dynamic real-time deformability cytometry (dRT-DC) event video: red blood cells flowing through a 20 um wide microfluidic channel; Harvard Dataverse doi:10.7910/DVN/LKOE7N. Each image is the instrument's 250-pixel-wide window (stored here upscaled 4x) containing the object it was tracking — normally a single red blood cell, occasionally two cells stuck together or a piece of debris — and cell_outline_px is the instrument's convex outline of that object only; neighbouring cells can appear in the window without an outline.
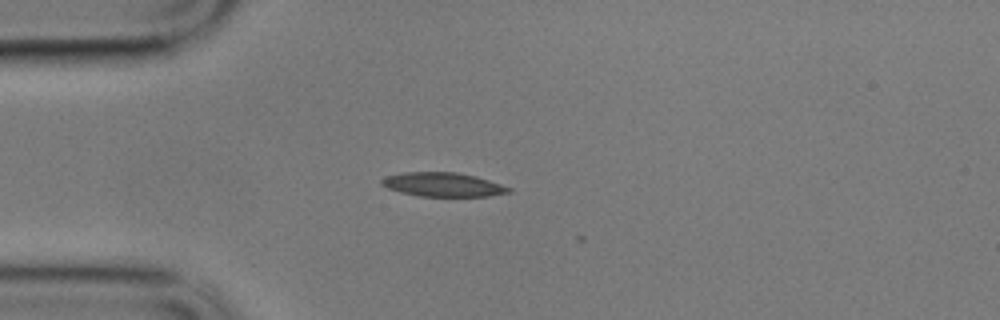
{"species": "common noctule bat (a hibernating species)", "species_latin": "Nyctalus noctula", "temperature_condition": "cold", "stored_images_in_passage": 6, "camera_frame_rate_fps": 3000, "um_per_image_px": 0.085, "animal": {"sex": "male", "body_mass_g": 17.9}, "frame": {"image": 1, "passage_image": 1, "time_ms": 0.0, "image_size_px": [1000, 320], "cell_outline_px": [[512, 192], [488, 196], [420, 196], [400, 192], [388, 188], [380, 184], [380, 180], [384, 176], [404, 172], [456, 172], [476, 176], [512, 188]], "centroid_in_image_um": [37.63, 15.68], "position_along_channel_um": 47.4, "area_um2": 17.8}}
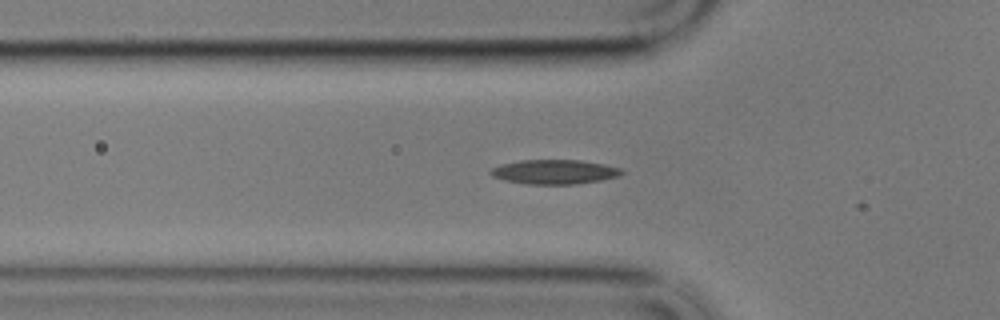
{"frame": {"image": 2, "passage_image": 5, "time_ms": 1.333, "image_size_px": [1000, 320], "cell_outline_px": [[624, 172], [620, 176], [600, 180], [576, 184], [524, 184], [504, 180], [492, 176], [488, 172], [492, 168], [500, 164], [520, 160], [580, 160], [604, 164], [620, 168]], "centroid_in_image_um": [47.1, 14.61], "position_along_channel_um": 78.7, "area_um2": 18.73}}